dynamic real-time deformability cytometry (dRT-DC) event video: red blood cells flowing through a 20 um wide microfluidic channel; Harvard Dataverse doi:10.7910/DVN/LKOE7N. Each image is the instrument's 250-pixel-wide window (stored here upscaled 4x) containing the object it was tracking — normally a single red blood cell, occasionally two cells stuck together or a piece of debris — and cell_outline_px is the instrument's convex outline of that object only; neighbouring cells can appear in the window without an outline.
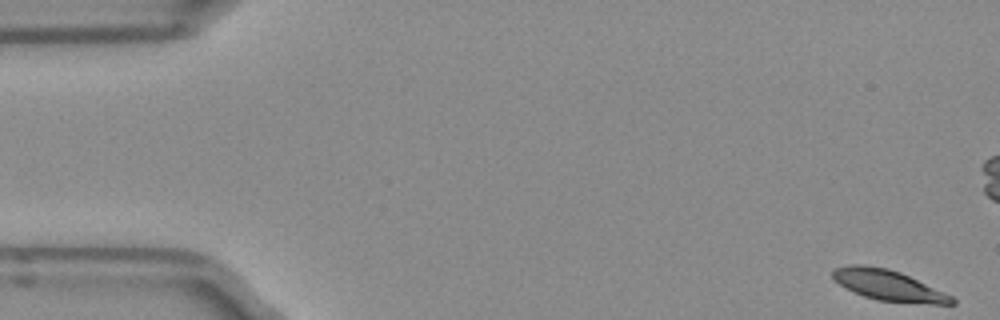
{"species": "Egyptian fruit bat (a non-hibernating species)", "species_latin": "Rousettus aegyptiacus", "temperature_condition": "room temperature", "stored_images_in_passage": 15, "camera_frame_rate_fps": 3000, "um_per_image_px": 0.085, "frame": {"image": 1, "passage_image": 1, "time_ms": 0.0, "image_size_px": [1000, 320], "cell_outline_px": [[956, 304], [932, 304], [876, 300], [864, 296], [844, 288], [832, 276], [832, 268], [852, 264], [864, 264], [888, 268], [900, 272], [944, 292], [952, 296], [956, 300]], "centroid_in_image_um": [75.49, 24.24], "position_along_channel_um": 9.5, "area_um2": 21.27}}